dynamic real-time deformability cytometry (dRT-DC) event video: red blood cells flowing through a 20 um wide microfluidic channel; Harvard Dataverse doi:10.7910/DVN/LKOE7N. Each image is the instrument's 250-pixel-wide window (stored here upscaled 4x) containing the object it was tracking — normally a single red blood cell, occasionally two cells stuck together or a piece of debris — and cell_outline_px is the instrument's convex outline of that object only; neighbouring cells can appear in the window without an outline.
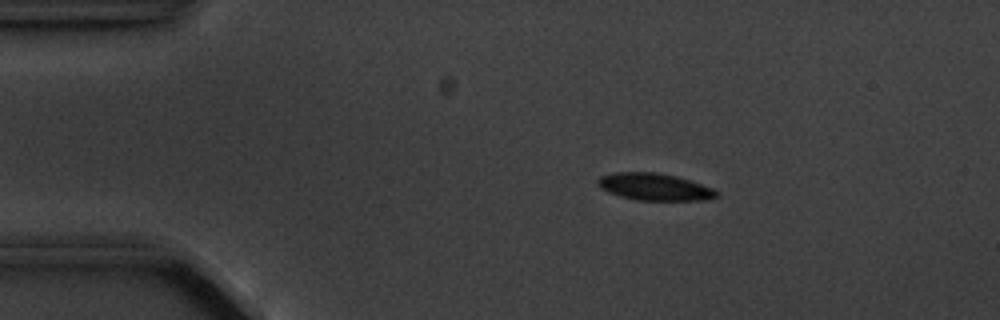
{"species": "common noctule bat (a hibernating species)", "species_latin": "Nyctalus noctula", "temperature_condition": "cold", "stored_images_in_passage": 8, "camera_frame_rate_fps": 3000, "um_per_image_px": 0.085, "animal": {"sex": "male", "body_mass_g": 20.1, "forearm_length_mm": 53.5}, "frame": {"image": 1, "passage_image": 3, "time_ms": 2.333, "image_size_px": [1000, 320], "cell_outline_px": [[720, 196], [704, 200], [640, 200], [608, 192], [596, 184], [596, 180], [600, 176], [612, 172], [656, 172], [676, 176], [712, 188], [720, 192]], "centroid_in_image_um": [55.63, 15.87], "position_along_channel_um": 29.4, "area_um2": 18.61}}
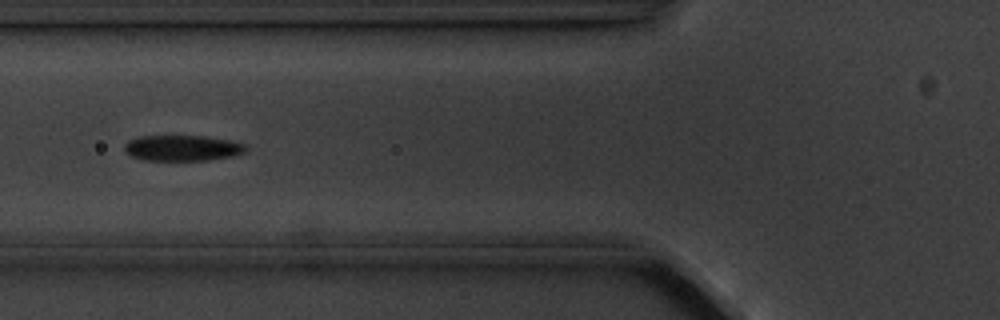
{"frame": {"image": 2, "passage_image": 6, "time_ms": 6.0, "image_size_px": [1000, 320], "cell_outline_px": [[248, 148], [244, 152], [232, 156], [208, 160], [144, 160], [132, 156], [124, 152], [124, 144], [128, 140], [140, 136], [204, 136], [232, 140], [244, 144]], "centroid_in_image_um": [15.49, 12.58], "position_along_channel_um": 110.3, "area_um2": 18.26}}